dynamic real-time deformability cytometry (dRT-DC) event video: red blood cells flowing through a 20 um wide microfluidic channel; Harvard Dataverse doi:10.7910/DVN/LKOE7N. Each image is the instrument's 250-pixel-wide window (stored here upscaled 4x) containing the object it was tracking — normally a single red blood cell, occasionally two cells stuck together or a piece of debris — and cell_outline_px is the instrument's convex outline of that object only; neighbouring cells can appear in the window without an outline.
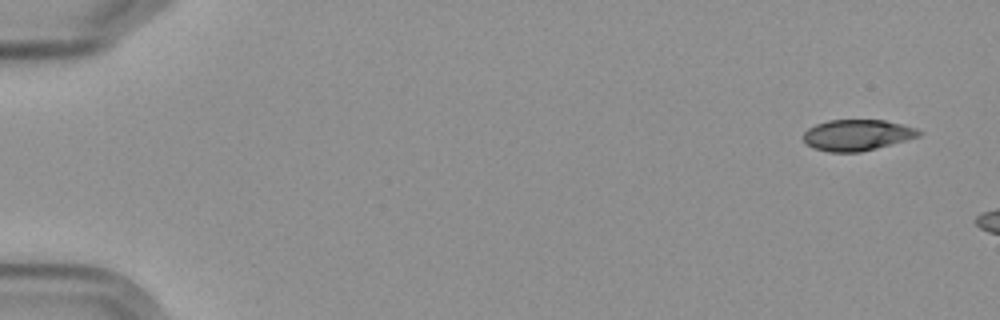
{"species": "Egyptian fruit bat (a non-hibernating species)", "species_latin": "Rousettus aegyptiacus", "temperature_condition": "cold", "stored_images_in_passage": 3, "camera_frame_rate_fps": 3000, "um_per_image_px": 0.085, "frame": {"image": 1, "passage_image": 1, "time_ms": 0.0, "image_size_px": [1000, 320], "cell_outline_px": [[920, 136], [876, 148], [860, 152], [828, 152], [816, 148], [808, 144], [804, 140], [804, 132], [808, 128], [816, 124], [828, 120], [884, 120], [916, 128], [920, 132]], "centroid_in_image_um": [72.84, 11.47], "position_along_channel_um": 12.2, "area_um2": 20.58}}